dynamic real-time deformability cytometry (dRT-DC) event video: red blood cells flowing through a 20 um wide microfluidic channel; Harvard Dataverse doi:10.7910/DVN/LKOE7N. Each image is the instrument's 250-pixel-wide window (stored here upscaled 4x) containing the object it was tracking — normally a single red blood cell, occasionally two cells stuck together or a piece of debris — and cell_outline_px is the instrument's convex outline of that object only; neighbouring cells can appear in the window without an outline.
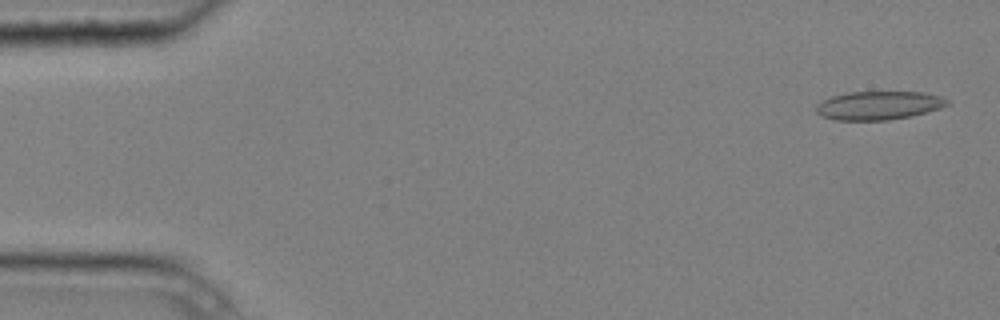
{"species": "common noctule bat (a hibernating species)", "species_latin": "Nyctalus noctula", "temperature_condition": "cold", "stored_images_in_passage": 3, "camera_frame_rate_fps": 3000, "um_per_image_px": 0.085, "animal": {"sex": "male", "body_mass_g": 20.4}, "frame": {"image": 1, "passage_image": 1, "time_ms": 0.0, "image_size_px": [1000, 320], "cell_outline_px": [[948, 104], [940, 108], [912, 116], [888, 120], [836, 120], [820, 116], [816, 112], [816, 104], [832, 96], [848, 92], [924, 92], [940, 96], [948, 100]], "centroid_in_image_um": [74.67, 8.96], "position_along_channel_um": 10.3, "area_um2": 21.79}}